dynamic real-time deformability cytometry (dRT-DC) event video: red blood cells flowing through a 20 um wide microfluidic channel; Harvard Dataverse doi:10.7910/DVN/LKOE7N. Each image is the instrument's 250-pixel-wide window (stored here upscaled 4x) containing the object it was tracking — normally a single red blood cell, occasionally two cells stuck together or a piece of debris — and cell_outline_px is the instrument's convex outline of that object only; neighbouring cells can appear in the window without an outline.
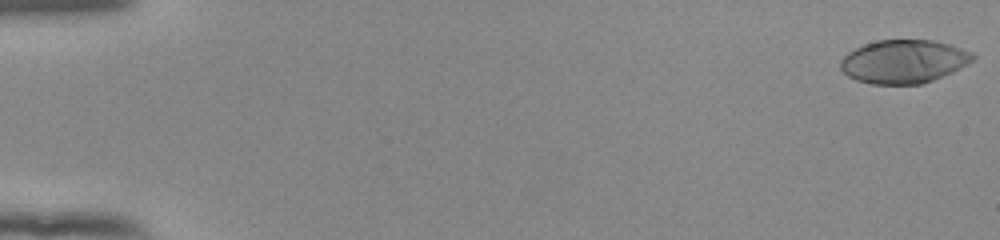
{"species": "human", "species_latin": "Homo sapiens", "temperature_condition": "room temperature", "stored_images_in_passage": 53, "camera_frame_rate_fps": 3000, "um_per_image_px": 0.085, "donor": {"sex": "female"}, "frame": {"image": 1, "passage_image": 1, "time_ms": 0.0, "image_size_px": [1000, 240], "cell_outline_px": [[976, 60], [952, 72], [932, 80], [920, 84], [872, 84], [856, 80], [848, 76], [840, 68], [840, 60], [848, 52], [864, 44], [876, 40], [932, 40], [948, 44], [972, 52], [976, 56]], "centroid_in_image_um": [76.82, 5.22], "position_along_channel_um": 8.2, "area_um2": 33.47}}
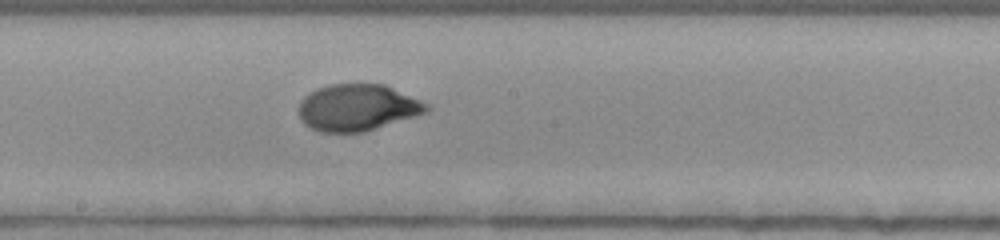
{"frame": {"image": 2, "passage_image": 31, "time_ms": 10.0, "image_size_px": [1000, 240], "cell_outline_px": [[432, 108], [428, 112], [416, 116], [364, 132], [320, 132], [304, 124], [300, 116], [300, 104], [304, 96], [316, 88], [328, 84], [384, 84], [420, 100], [428, 104]], "centroid_in_image_um": [30.4, 9.14], "position_along_channel_um": 217.8, "area_um2": 34.68}}
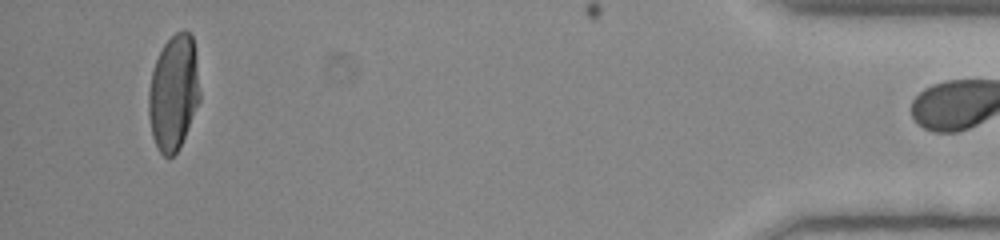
{"frame": {"image": 3, "passage_image": 52, "time_ms": 17.0, "image_size_px": [1000, 240], "cell_outline_px": [[200, 100], [180, 148], [172, 156], [164, 156], [156, 148], [152, 136], [148, 116], [148, 92], [152, 72], [156, 60], [164, 44], [176, 32], [184, 28], [192, 36], [196, 52], [200, 92]], "centroid_in_image_um": [14.76, 7.88], "position_along_channel_um": 420.4, "area_um2": 34.74}}